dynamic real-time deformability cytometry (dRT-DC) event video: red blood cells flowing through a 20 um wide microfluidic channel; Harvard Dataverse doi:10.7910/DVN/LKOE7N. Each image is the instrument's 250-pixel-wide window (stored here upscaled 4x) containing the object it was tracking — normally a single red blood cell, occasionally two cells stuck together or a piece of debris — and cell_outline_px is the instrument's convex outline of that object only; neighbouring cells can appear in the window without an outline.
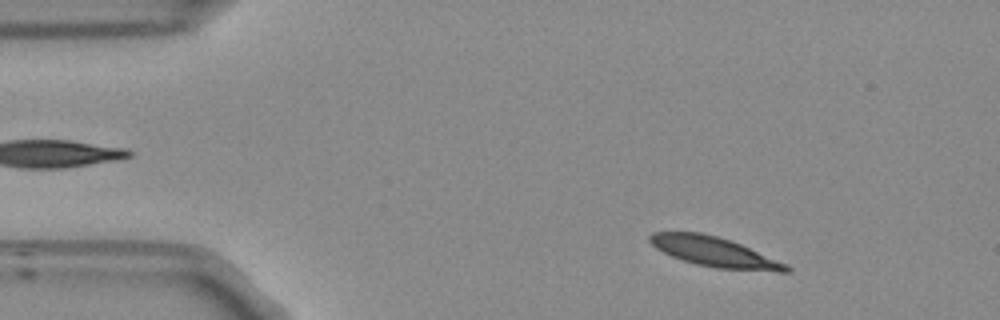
{"species": "Egyptian fruit bat (a non-hibernating species)", "species_latin": "Rousettus aegyptiacus", "temperature_condition": "room temperature", "stored_images_in_passage": 51, "camera_frame_rate_fps": 3000, "um_per_image_px": 0.085, "frame": {"image": 1, "passage_image": 5, "time_ms": 1.333, "image_size_px": [1000, 320], "cell_outline_px": [[792, 272], [776, 272], [716, 268], [696, 264], [672, 256], [656, 248], [648, 240], [648, 236], [652, 232], [700, 232], [716, 236], [740, 244], [788, 264], [792, 268]], "centroid_in_image_um": [60.76, 21.42], "position_along_channel_um": 24.2, "area_um2": 23.58}}
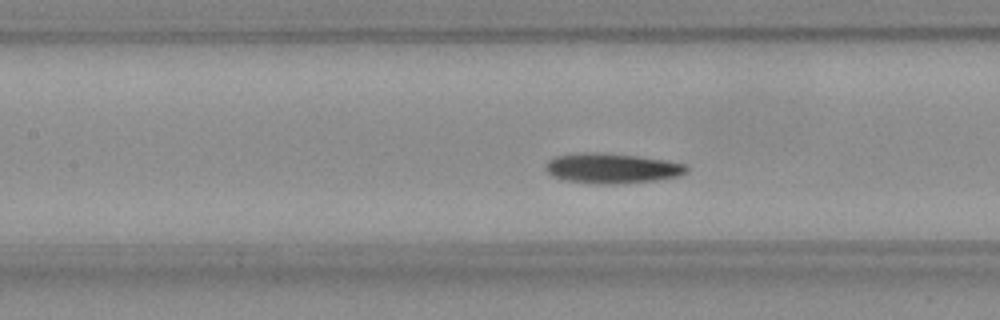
{"frame": {"image": 2, "passage_image": 21, "time_ms": 6.667, "image_size_px": [1000, 320], "cell_outline_px": [[688, 172], [680, 176], [656, 180], [612, 184], [596, 184], [564, 180], [552, 176], [544, 168], [544, 164], [548, 160], [556, 156], [580, 152], [600, 152], [636, 156], [668, 160], [688, 164]], "centroid_in_image_um": [52.02, 14.3], "position_along_channel_um": 155.4, "area_um2": 25.03}}
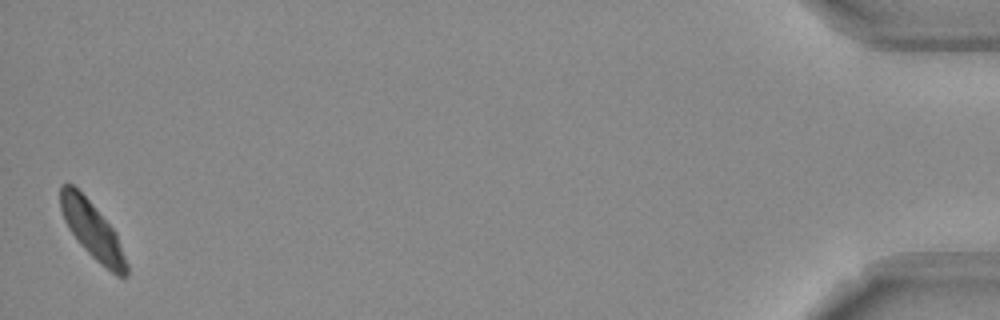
{"frame": {"image": 3, "passage_image": 51, "time_ms": 16.667, "image_size_px": [1000, 320], "cell_outline_px": [[128, 276], [116, 276], [100, 264], [80, 244], [68, 228], [64, 220], [60, 208], [60, 184], [72, 184], [88, 200], [116, 232], [128, 264]], "centroid_in_image_um": [7.85, 19.6], "position_along_channel_um": 427.3, "area_um2": 21.62}}